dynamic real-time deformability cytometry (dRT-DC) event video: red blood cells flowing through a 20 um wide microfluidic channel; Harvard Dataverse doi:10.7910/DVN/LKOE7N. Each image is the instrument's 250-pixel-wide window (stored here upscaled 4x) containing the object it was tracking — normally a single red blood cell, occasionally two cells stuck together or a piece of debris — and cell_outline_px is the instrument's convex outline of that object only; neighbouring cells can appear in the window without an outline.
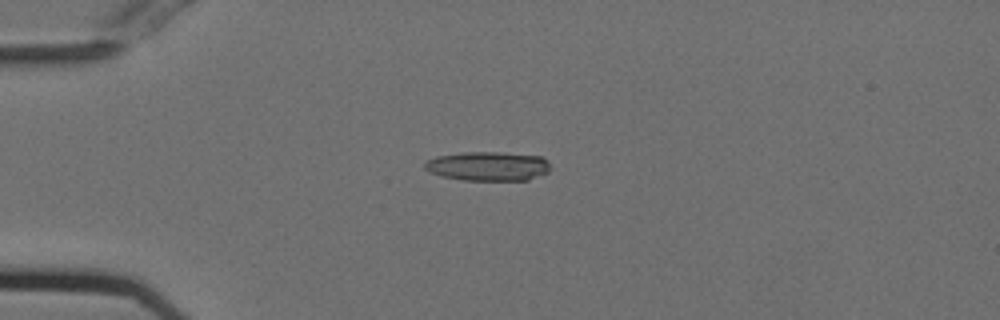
{"species": "Egyptian fruit bat (a non-hibernating species)", "species_latin": "Rousettus aegyptiacus", "temperature_condition": "cold", "stored_images_in_passage": 55, "camera_frame_rate_fps": 3000, "um_per_image_px": 0.085, "animal": {"sex": "female"}, "frame": {"image": 1, "passage_image": 15, "time_ms": 4.667, "image_size_px": [1000, 320], "cell_outline_px": [[548, 172], [528, 180], [464, 180], [444, 176], [432, 172], [424, 168], [424, 160], [436, 156], [464, 152], [500, 152], [544, 156], [548, 160]], "centroid_in_image_um": [41.49, 14.11], "position_along_channel_um": 43.5, "area_um2": 21.39}}
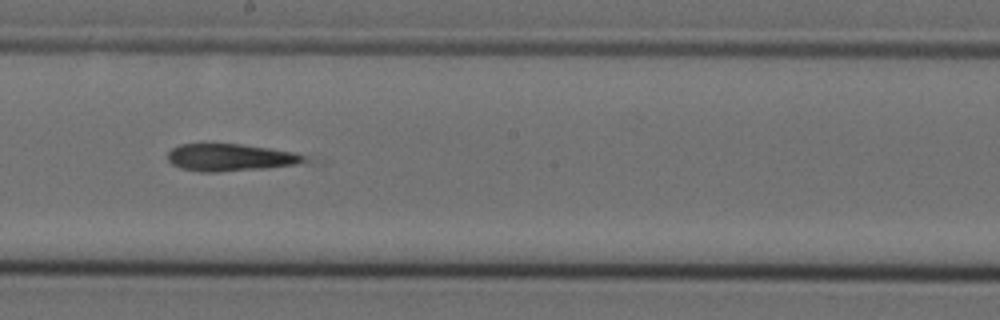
{"frame": {"image": 2, "passage_image": 32, "time_ms": 10.333, "image_size_px": [1000, 320], "cell_outline_px": [[316, 160], [296, 164], [268, 168], [216, 172], [200, 172], [180, 168], [172, 164], [168, 160], [168, 152], [172, 148], [180, 144], [240, 144], [268, 148], [292, 152], [312, 156]], "centroid_in_image_um": [19.66, 13.39], "position_along_channel_um": 228.5, "area_um2": 22.02}}
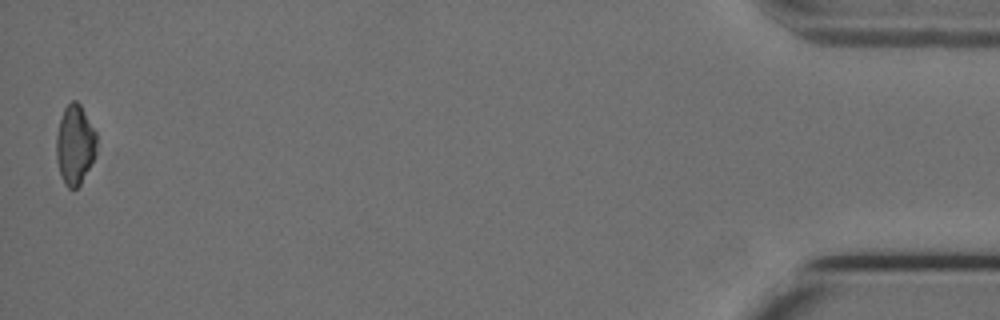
{"frame": {"image": 3, "passage_image": 55, "time_ms": 18.0, "image_size_px": [1000, 320], "cell_outline_px": [[96, 156], [80, 184], [76, 188], [68, 188], [64, 184], [60, 176], [56, 160], [56, 136], [60, 120], [64, 108], [72, 100], [76, 100], [80, 104], [96, 132]], "centroid_in_image_um": [6.36, 12.32], "position_along_channel_um": 428.8, "area_um2": 18.84}, "authors_computed_cell_mechanics": {"area_um2": 21.386, "velocity_mm_per_s": 3.7442, "shape_relaxation_time_tau1_ms": null, "shape_relaxation_time_tau2_ms": 6.9385, "deformation_change_tau1": null, "deformation_change_tau2": 0.225}}